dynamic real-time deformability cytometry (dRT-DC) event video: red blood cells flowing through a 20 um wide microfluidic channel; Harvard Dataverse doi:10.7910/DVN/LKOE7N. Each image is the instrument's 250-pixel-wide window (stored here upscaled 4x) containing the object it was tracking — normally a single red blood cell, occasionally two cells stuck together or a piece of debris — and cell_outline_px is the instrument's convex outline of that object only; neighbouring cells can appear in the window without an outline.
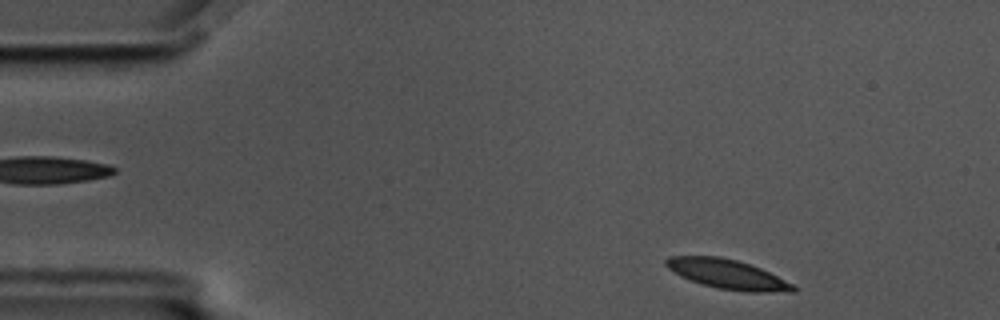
{"species": "common noctule bat (a hibernating species)", "species_latin": "Nyctalus noctula", "temperature_condition": "cold", "stored_images_in_passage": 53, "camera_frame_rate_fps": 3000, "um_per_image_px": 0.085, "animal": {"sex": "male", "body_mass_g": 17.5, "forearm_length_mm": 52.3}, "frame": {"image": 1, "passage_image": 2, "time_ms": 0.333, "image_size_px": [1000, 320], "cell_outline_px": [[796, 292], [744, 292], [716, 288], [700, 284], [680, 276], [668, 268], [664, 264], [664, 260], [668, 256], [720, 256], [736, 260], [760, 268], [792, 284], [796, 288]], "centroid_in_image_um": [61.79, 23.31], "position_along_channel_um": 23.2, "area_um2": 21.85}}
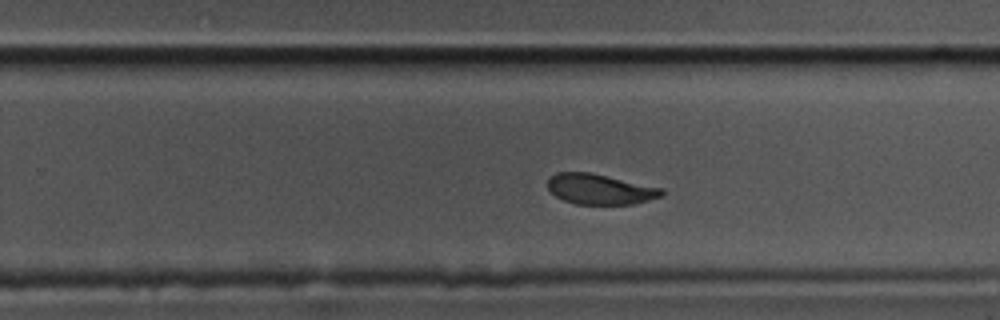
{"frame": {"image": 2, "passage_image": 31, "time_ms": 10.0, "image_size_px": [1000, 320], "cell_outline_px": [[664, 196], [632, 204], [576, 204], [564, 200], [556, 196], [548, 188], [548, 180], [556, 172], [592, 172], [664, 188]], "centroid_in_image_um": [51.04, 16.07], "position_along_channel_um": 278.8, "area_um2": 20.29}}
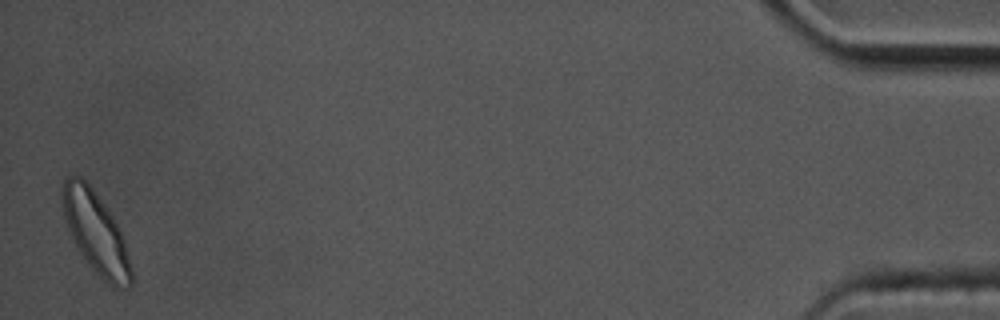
{"frame": {"image": 3, "passage_image": 52, "time_ms": 17.0, "image_size_px": [1000, 320], "cell_outline_px": [[132, 284], [128, 288], [116, 288], [104, 280], [84, 260], [64, 220], [60, 204], [60, 188], [64, 180], [68, 176], [80, 176], [92, 188], [104, 204], [112, 216], [124, 240], [132, 268]], "centroid_in_image_um": [8.11, 19.75], "position_along_channel_um": 427.1, "area_um2": 32.6}, "authors_computed_cell_mechanics": {"area_um2": 22.1374, "velocity_mm_per_s": 3.4151, "shape_relaxation_time_tau1_ms": 4.9903, "shape_relaxation_time_tau2_ms": 2.5521, "deformation_change_tau1": 0.1342, "deformation_change_tau2": 0.066}}